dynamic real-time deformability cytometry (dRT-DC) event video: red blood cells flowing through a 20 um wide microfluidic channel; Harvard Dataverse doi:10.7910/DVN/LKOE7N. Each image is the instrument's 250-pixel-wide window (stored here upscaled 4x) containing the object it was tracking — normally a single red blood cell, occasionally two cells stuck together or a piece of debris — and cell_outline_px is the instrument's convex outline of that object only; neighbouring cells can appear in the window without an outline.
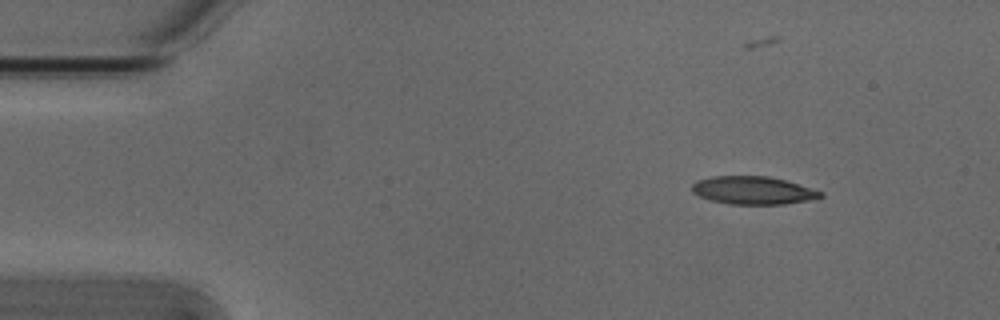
{"species": "Egyptian fruit bat (a non-hibernating species)", "species_latin": "Rousettus aegyptiacus", "temperature_condition": "cold", "stored_images_in_passage": 6, "camera_frame_rate_fps": 3000, "um_per_image_px": 0.085, "animal": {"sex": "male"}, "frame": {"image": 1, "passage_image": 1, "time_ms": 0.0, "image_size_px": [1000, 320], "cell_outline_px": [[824, 196], [808, 200], [784, 204], [728, 204], [712, 200], [700, 196], [692, 192], [692, 184], [696, 180], [712, 176], [768, 176], [784, 180], [824, 192]], "centroid_in_image_um": [63.99, 16.18], "position_along_channel_um": 21.0, "area_um2": 20.81}}
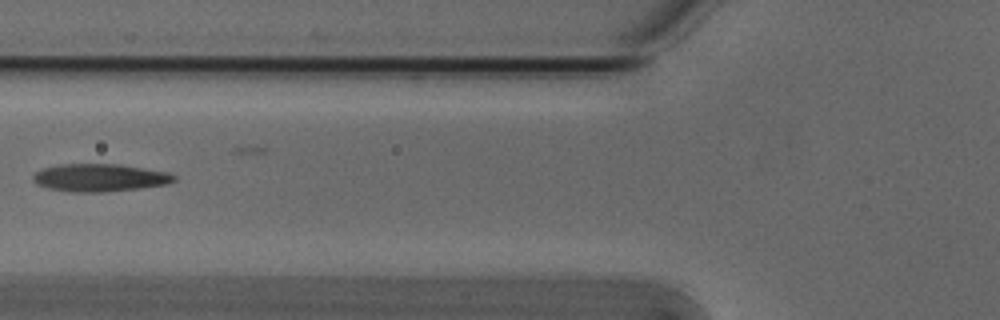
{"frame": {"image": 2, "passage_image": 5, "time_ms": 1.333, "image_size_px": [1000, 320], "cell_outline_px": [[176, 180], [168, 184], [104, 192], [72, 192], [48, 188], [36, 184], [32, 180], [32, 176], [40, 168], [60, 164], [116, 164], [168, 172], [176, 176]], "centroid_in_image_um": [8.43, 15.1], "position_along_channel_um": 117.4, "area_um2": 22.72}}